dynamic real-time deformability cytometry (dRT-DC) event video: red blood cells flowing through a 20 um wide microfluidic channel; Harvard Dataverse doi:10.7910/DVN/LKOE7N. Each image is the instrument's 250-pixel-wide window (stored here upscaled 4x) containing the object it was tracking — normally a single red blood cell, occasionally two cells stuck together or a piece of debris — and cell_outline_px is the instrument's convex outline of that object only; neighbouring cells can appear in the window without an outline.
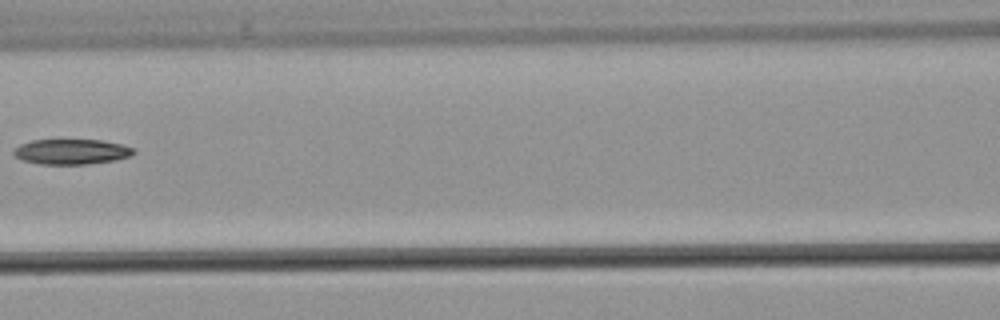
{"species": "common noctule bat (a hibernating species)", "species_latin": "Nyctalus noctula", "temperature_condition": "warm", "stored_images_in_passage": 6, "camera_frame_rate_fps": 3000, "um_per_image_px": 0.085, "animal": {"sex": "male", "body_mass_g": 21.5, "forearm_length_mm": 52.0}, "frame": {"image": 1, "passage_image": 6, "time_ms": 7.0, "image_size_px": [1000, 320], "cell_outline_px": [[136, 152], [132, 156], [116, 160], [88, 164], [40, 164], [20, 160], [12, 152], [12, 148], [20, 144], [32, 140], [104, 140], [120, 144], [132, 148]], "centroid_in_image_um": [6.05, 12.9], "position_along_channel_um": 160.6, "area_um2": 17.8}}